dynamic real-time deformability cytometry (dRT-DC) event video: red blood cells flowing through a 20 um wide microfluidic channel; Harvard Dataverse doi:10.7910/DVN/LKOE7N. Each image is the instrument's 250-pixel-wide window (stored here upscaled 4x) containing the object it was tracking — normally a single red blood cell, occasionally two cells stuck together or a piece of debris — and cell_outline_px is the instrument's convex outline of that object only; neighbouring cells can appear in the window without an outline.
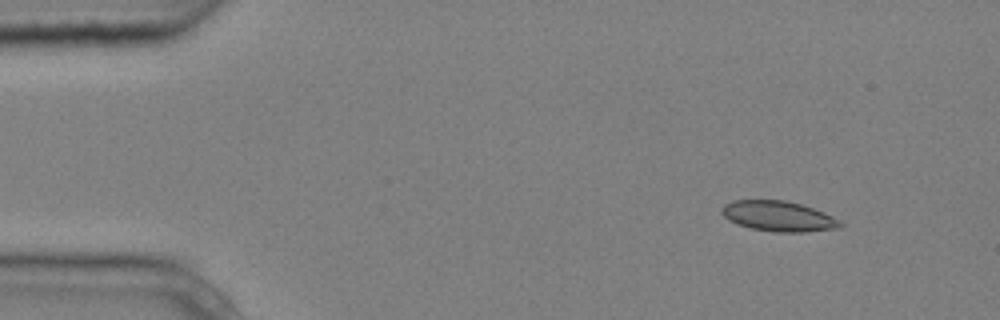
{"species": "common noctule bat (a hibernating species)", "species_latin": "Nyctalus noctula", "temperature_condition": "cold", "stored_images_in_passage": 4, "camera_frame_rate_fps": 3000, "um_per_image_px": 0.085, "animal": {"sex": "male", "body_mass_g": 20.4}, "frame": {"image": 1, "passage_image": 1, "time_ms": 0.0, "image_size_px": [1000, 320], "cell_outline_px": [[844, 224], [840, 228], [804, 232], [776, 232], [752, 228], [736, 224], [728, 220], [720, 212], [720, 208], [724, 204], [732, 200], [784, 200], [800, 204], [824, 212], [840, 220]], "centroid_in_image_um": [66.15, 18.37], "position_along_channel_um": 18.8, "area_um2": 21.04}}
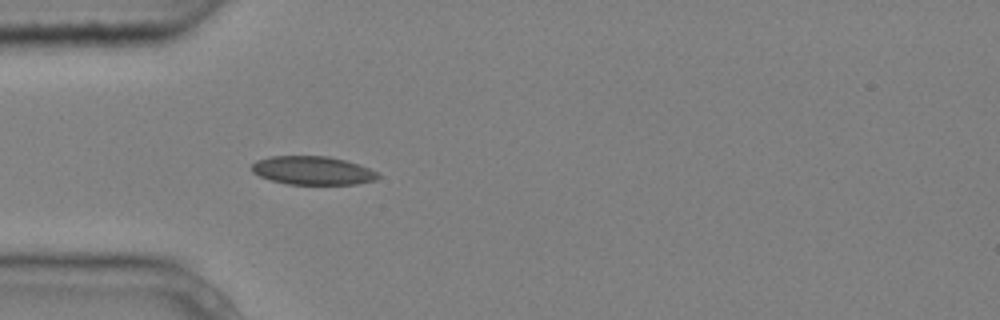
{"frame": {"image": 2, "passage_image": 4, "time_ms": 1.0, "image_size_px": [1000, 320], "cell_outline_px": [[380, 176], [376, 180], [356, 184], [288, 184], [272, 180], [260, 176], [252, 172], [252, 164], [256, 160], [268, 156], [328, 156], [344, 160], [368, 168], [376, 172]], "centroid_in_image_um": [26.55, 14.49], "position_along_channel_um": 58.5, "area_um2": 20.81}}